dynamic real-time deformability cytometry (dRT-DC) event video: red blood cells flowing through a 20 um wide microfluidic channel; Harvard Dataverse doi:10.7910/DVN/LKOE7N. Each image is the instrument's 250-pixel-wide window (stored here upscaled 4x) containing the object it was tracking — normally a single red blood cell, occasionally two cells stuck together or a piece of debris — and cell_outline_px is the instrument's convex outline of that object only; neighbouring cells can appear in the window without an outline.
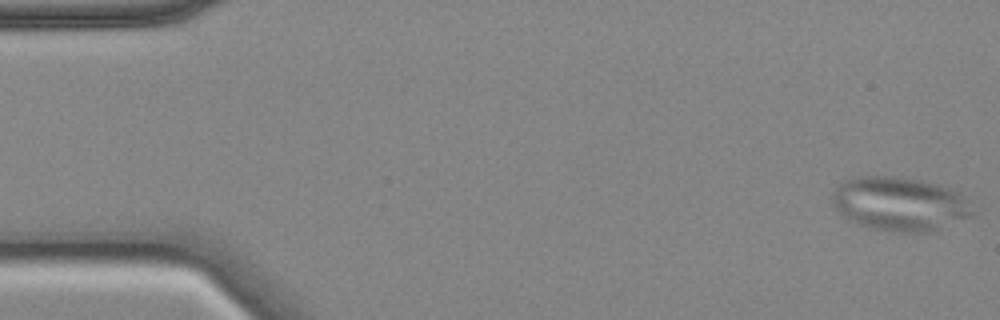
{"species": "common noctule bat (a hibernating species)", "species_latin": "Nyctalus noctula", "temperature_condition": "cold", "stored_images_in_passage": 56, "camera_frame_rate_fps": 3000, "um_per_image_px": 0.085, "animal": {"sex": "female", "body_mass_g": 18.4}, "frame": {"image": 1, "passage_image": 1, "time_ms": 0.0, "image_size_px": [1000, 320], "cell_outline_px": [[972, 216], [940, 228], [928, 232], [896, 232], [876, 228], [860, 224], [844, 216], [832, 204], [832, 192], [844, 180], [860, 176], [900, 176], [920, 180], [936, 184], [960, 192], [964, 196], [972, 212]], "centroid_in_image_um": [76.47, 17.31], "position_along_channel_um": 8.5, "area_um2": 43.58}}